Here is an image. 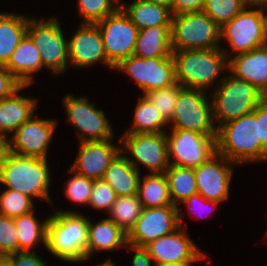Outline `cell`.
<instances>
[{
	"label": "cell",
	"instance_id": "obj_1",
	"mask_svg": "<svg viewBox=\"0 0 267 266\" xmlns=\"http://www.w3.org/2000/svg\"><path fill=\"white\" fill-rule=\"evenodd\" d=\"M217 153L231 162H261L267 156L259 138V105L249 114L230 120L217 128Z\"/></svg>",
	"mask_w": 267,
	"mask_h": 266
},
{
	"label": "cell",
	"instance_id": "obj_2",
	"mask_svg": "<svg viewBox=\"0 0 267 266\" xmlns=\"http://www.w3.org/2000/svg\"><path fill=\"white\" fill-rule=\"evenodd\" d=\"M88 219L75 211H58L49 216L46 249L67 262L87 259Z\"/></svg>",
	"mask_w": 267,
	"mask_h": 266
},
{
	"label": "cell",
	"instance_id": "obj_3",
	"mask_svg": "<svg viewBox=\"0 0 267 266\" xmlns=\"http://www.w3.org/2000/svg\"><path fill=\"white\" fill-rule=\"evenodd\" d=\"M172 57L176 82L184 88L203 91L216 88L214 83L228 69V59L221 48L173 51Z\"/></svg>",
	"mask_w": 267,
	"mask_h": 266
},
{
	"label": "cell",
	"instance_id": "obj_4",
	"mask_svg": "<svg viewBox=\"0 0 267 266\" xmlns=\"http://www.w3.org/2000/svg\"><path fill=\"white\" fill-rule=\"evenodd\" d=\"M48 164L47 158L20 156L9 151L0 170V183L30 198L46 200L52 206Z\"/></svg>",
	"mask_w": 267,
	"mask_h": 266
},
{
	"label": "cell",
	"instance_id": "obj_5",
	"mask_svg": "<svg viewBox=\"0 0 267 266\" xmlns=\"http://www.w3.org/2000/svg\"><path fill=\"white\" fill-rule=\"evenodd\" d=\"M218 84L210 94L217 128L227 121L253 112L266 98L255 86L233 75L223 76Z\"/></svg>",
	"mask_w": 267,
	"mask_h": 266
},
{
	"label": "cell",
	"instance_id": "obj_6",
	"mask_svg": "<svg viewBox=\"0 0 267 266\" xmlns=\"http://www.w3.org/2000/svg\"><path fill=\"white\" fill-rule=\"evenodd\" d=\"M220 29L203 11L172 16L171 48L173 51L221 48Z\"/></svg>",
	"mask_w": 267,
	"mask_h": 266
},
{
	"label": "cell",
	"instance_id": "obj_7",
	"mask_svg": "<svg viewBox=\"0 0 267 266\" xmlns=\"http://www.w3.org/2000/svg\"><path fill=\"white\" fill-rule=\"evenodd\" d=\"M61 23L56 18H29L26 35L38 48L43 67L51 73L62 74L68 68V40L63 35Z\"/></svg>",
	"mask_w": 267,
	"mask_h": 266
},
{
	"label": "cell",
	"instance_id": "obj_8",
	"mask_svg": "<svg viewBox=\"0 0 267 266\" xmlns=\"http://www.w3.org/2000/svg\"><path fill=\"white\" fill-rule=\"evenodd\" d=\"M203 90L182 88L178 94L170 129H183L202 135H217L213 103Z\"/></svg>",
	"mask_w": 267,
	"mask_h": 266
},
{
	"label": "cell",
	"instance_id": "obj_9",
	"mask_svg": "<svg viewBox=\"0 0 267 266\" xmlns=\"http://www.w3.org/2000/svg\"><path fill=\"white\" fill-rule=\"evenodd\" d=\"M119 142L121 153L128 151L133 157L126 159L140 170L138 163L151 170V174H163L168 169L169 153L166 133H124Z\"/></svg>",
	"mask_w": 267,
	"mask_h": 266
},
{
	"label": "cell",
	"instance_id": "obj_10",
	"mask_svg": "<svg viewBox=\"0 0 267 266\" xmlns=\"http://www.w3.org/2000/svg\"><path fill=\"white\" fill-rule=\"evenodd\" d=\"M67 114V123L78 132L80 142L113 140L112 125L103 110L90 103L88 97H76L67 94L63 98Z\"/></svg>",
	"mask_w": 267,
	"mask_h": 266
},
{
	"label": "cell",
	"instance_id": "obj_11",
	"mask_svg": "<svg viewBox=\"0 0 267 266\" xmlns=\"http://www.w3.org/2000/svg\"><path fill=\"white\" fill-rule=\"evenodd\" d=\"M220 38L227 39L233 51L222 49L227 59L230 54H241L266 45L264 37L263 8L245 7L220 29Z\"/></svg>",
	"mask_w": 267,
	"mask_h": 266
},
{
	"label": "cell",
	"instance_id": "obj_12",
	"mask_svg": "<svg viewBox=\"0 0 267 266\" xmlns=\"http://www.w3.org/2000/svg\"><path fill=\"white\" fill-rule=\"evenodd\" d=\"M171 130V133L166 132L170 165L195 168L217 153V135H202L183 129Z\"/></svg>",
	"mask_w": 267,
	"mask_h": 266
},
{
	"label": "cell",
	"instance_id": "obj_13",
	"mask_svg": "<svg viewBox=\"0 0 267 266\" xmlns=\"http://www.w3.org/2000/svg\"><path fill=\"white\" fill-rule=\"evenodd\" d=\"M114 69L129 74L144 95L176 83L175 64L172 56L143 59L131 55L122 59Z\"/></svg>",
	"mask_w": 267,
	"mask_h": 266
},
{
	"label": "cell",
	"instance_id": "obj_14",
	"mask_svg": "<svg viewBox=\"0 0 267 266\" xmlns=\"http://www.w3.org/2000/svg\"><path fill=\"white\" fill-rule=\"evenodd\" d=\"M107 60L115 67L122 59L134 54L139 29L119 8L98 21Z\"/></svg>",
	"mask_w": 267,
	"mask_h": 266
},
{
	"label": "cell",
	"instance_id": "obj_15",
	"mask_svg": "<svg viewBox=\"0 0 267 266\" xmlns=\"http://www.w3.org/2000/svg\"><path fill=\"white\" fill-rule=\"evenodd\" d=\"M182 213L175 205L143 208L134 227L127 234L128 244L144 247L149 242L182 227Z\"/></svg>",
	"mask_w": 267,
	"mask_h": 266
},
{
	"label": "cell",
	"instance_id": "obj_16",
	"mask_svg": "<svg viewBox=\"0 0 267 266\" xmlns=\"http://www.w3.org/2000/svg\"><path fill=\"white\" fill-rule=\"evenodd\" d=\"M185 231L187 230L180 226L171 234L162 236L144 246L155 261L154 265L173 263L194 266L193 262L206 258V255Z\"/></svg>",
	"mask_w": 267,
	"mask_h": 266
},
{
	"label": "cell",
	"instance_id": "obj_17",
	"mask_svg": "<svg viewBox=\"0 0 267 266\" xmlns=\"http://www.w3.org/2000/svg\"><path fill=\"white\" fill-rule=\"evenodd\" d=\"M56 125L57 121L35 119L33 115L13 132V138L8 140L9 151L20 156L47 158Z\"/></svg>",
	"mask_w": 267,
	"mask_h": 266
},
{
	"label": "cell",
	"instance_id": "obj_18",
	"mask_svg": "<svg viewBox=\"0 0 267 266\" xmlns=\"http://www.w3.org/2000/svg\"><path fill=\"white\" fill-rule=\"evenodd\" d=\"M231 162L216 153L207 162L194 168L197 192L207 200L222 202L229 197L232 177Z\"/></svg>",
	"mask_w": 267,
	"mask_h": 266
},
{
	"label": "cell",
	"instance_id": "obj_19",
	"mask_svg": "<svg viewBox=\"0 0 267 266\" xmlns=\"http://www.w3.org/2000/svg\"><path fill=\"white\" fill-rule=\"evenodd\" d=\"M69 65L84 69L97 62L114 69L107 60L100 29L97 24L81 23L78 31L68 41Z\"/></svg>",
	"mask_w": 267,
	"mask_h": 266
},
{
	"label": "cell",
	"instance_id": "obj_20",
	"mask_svg": "<svg viewBox=\"0 0 267 266\" xmlns=\"http://www.w3.org/2000/svg\"><path fill=\"white\" fill-rule=\"evenodd\" d=\"M111 141L79 142V151L70 169L88 179H103L106 169L121 152L120 146Z\"/></svg>",
	"mask_w": 267,
	"mask_h": 266
},
{
	"label": "cell",
	"instance_id": "obj_21",
	"mask_svg": "<svg viewBox=\"0 0 267 266\" xmlns=\"http://www.w3.org/2000/svg\"><path fill=\"white\" fill-rule=\"evenodd\" d=\"M228 70L236 78L247 81L267 97V45L231 56Z\"/></svg>",
	"mask_w": 267,
	"mask_h": 266
},
{
	"label": "cell",
	"instance_id": "obj_22",
	"mask_svg": "<svg viewBox=\"0 0 267 266\" xmlns=\"http://www.w3.org/2000/svg\"><path fill=\"white\" fill-rule=\"evenodd\" d=\"M28 85H22L12 95L0 100V136L7 138L25 121L29 120L37 110V100L19 96V91ZM10 132V133H9Z\"/></svg>",
	"mask_w": 267,
	"mask_h": 266
},
{
	"label": "cell",
	"instance_id": "obj_23",
	"mask_svg": "<svg viewBox=\"0 0 267 266\" xmlns=\"http://www.w3.org/2000/svg\"><path fill=\"white\" fill-rule=\"evenodd\" d=\"M4 67L23 85L34 82L32 74L40 71L43 63L38 48L27 35L20 41Z\"/></svg>",
	"mask_w": 267,
	"mask_h": 266
},
{
	"label": "cell",
	"instance_id": "obj_24",
	"mask_svg": "<svg viewBox=\"0 0 267 266\" xmlns=\"http://www.w3.org/2000/svg\"><path fill=\"white\" fill-rule=\"evenodd\" d=\"M172 53L171 25L139 29L133 55L147 59L170 57Z\"/></svg>",
	"mask_w": 267,
	"mask_h": 266
},
{
	"label": "cell",
	"instance_id": "obj_25",
	"mask_svg": "<svg viewBox=\"0 0 267 266\" xmlns=\"http://www.w3.org/2000/svg\"><path fill=\"white\" fill-rule=\"evenodd\" d=\"M127 244V233L109 218L96 224L88 220L87 259L91 258L94 252L116 250Z\"/></svg>",
	"mask_w": 267,
	"mask_h": 266
},
{
	"label": "cell",
	"instance_id": "obj_26",
	"mask_svg": "<svg viewBox=\"0 0 267 266\" xmlns=\"http://www.w3.org/2000/svg\"><path fill=\"white\" fill-rule=\"evenodd\" d=\"M124 154L120 152L113 159L103 177L113 188L117 197L138 193L140 172L126 159Z\"/></svg>",
	"mask_w": 267,
	"mask_h": 266
},
{
	"label": "cell",
	"instance_id": "obj_27",
	"mask_svg": "<svg viewBox=\"0 0 267 266\" xmlns=\"http://www.w3.org/2000/svg\"><path fill=\"white\" fill-rule=\"evenodd\" d=\"M126 6L121 2L120 8L138 29L171 25L172 23L171 10L162 5L145 0H135Z\"/></svg>",
	"mask_w": 267,
	"mask_h": 266
},
{
	"label": "cell",
	"instance_id": "obj_28",
	"mask_svg": "<svg viewBox=\"0 0 267 266\" xmlns=\"http://www.w3.org/2000/svg\"><path fill=\"white\" fill-rule=\"evenodd\" d=\"M29 17L0 12V66H4L26 35Z\"/></svg>",
	"mask_w": 267,
	"mask_h": 266
},
{
	"label": "cell",
	"instance_id": "obj_29",
	"mask_svg": "<svg viewBox=\"0 0 267 266\" xmlns=\"http://www.w3.org/2000/svg\"><path fill=\"white\" fill-rule=\"evenodd\" d=\"M140 178L138 185V198L143 208L163 207L173 205L166 175L147 174L143 181Z\"/></svg>",
	"mask_w": 267,
	"mask_h": 266
},
{
	"label": "cell",
	"instance_id": "obj_30",
	"mask_svg": "<svg viewBox=\"0 0 267 266\" xmlns=\"http://www.w3.org/2000/svg\"><path fill=\"white\" fill-rule=\"evenodd\" d=\"M134 112L133 125L125 133H166L163 127L169 123L145 95L136 104Z\"/></svg>",
	"mask_w": 267,
	"mask_h": 266
},
{
	"label": "cell",
	"instance_id": "obj_31",
	"mask_svg": "<svg viewBox=\"0 0 267 266\" xmlns=\"http://www.w3.org/2000/svg\"><path fill=\"white\" fill-rule=\"evenodd\" d=\"M166 175L172 204L178 207L179 203L185 201L197 192L194 168L169 165L164 173Z\"/></svg>",
	"mask_w": 267,
	"mask_h": 266
},
{
	"label": "cell",
	"instance_id": "obj_32",
	"mask_svg": "<svg viewBox=\"0 0 267 266\" xmlns=\"http://www.w3.org/2000/svg\"><path fill=\"white\" fill-rule=\"evenodd\" d=\"M49 217L40 223L34 211L14 218L18 232L19 251H31V248L41 242L46 247L47 223Z\"/></svg>",
	"mask_w": 267,
	"mask_h": 266
},
{
	"label": "cell",
	"instance_id": "obj_33",
	"mask_svg": "<svg viewBox=\"0 0 267 266\" xmlns=\"http://www.w3.org/2000/svg\"><path fill=\"white\" fill-rule=\"evenodd\" d=\"M143 207L138 195L119 196L109 210V219L125 233H129L137 222Z\"/></svg>",
	"mask_w": 267,
	"mask_h": 266
},
{
	"label": "cell",
	"instance_id": "obj_34",
	"mask_svg": "<svg viewBox=\"0 0 267 266\" xmlns=\"http://www.w3.org/2000/svg\"><path fill=\"white\" fill-rule=\"evenodd\" d=\"M32 198L7 188L0 193V215L16 218L34 211Z\"/></svg>",
	"mask_w": 267,
	"mask_h": 266
},
{
	"label": "cell",
	"instance_id": "obj_35",
	"mask_svg": "<svg viewBox=\"0 0 267 266\" xmlns=\"http://www.w3.org/2000/svg\"><path fill=\"white\" fill-rule=\"evenodd\" d=\"M119 2L120 0H78L79 14L83 17L82 23L96 24L115 13L120 8Z\"/></svg>",
	"mask_w": 267,
	"mask_h": 266
},
{
	"label": "cell",
	"instance_id": "obj_36",
	"mask_svg": "<svg viewBox=\"0 0 267 266\" xmlns=\"http://www.w3.org/2000/svg\"><path fill=\"white\" fill-rule=\"evenodd\" d=\"M245 7L242 0H205L202 11L222 27Z\"/></svg>",
	"mask_w": 267,
	"mask_h": 266
},
{
	"label": "cell",
	"instance_id": "obj_37",
	"mask_svg": "<svg viewBox=\"0 0 267 266\" xmlns=\"http://www.w3.org/2000/svg\"><path fill=\"white\" fill-rule=\"evenodd\" d=\"M183 87L177 82L166 88L147 92L145 96L159 110L164 119L169 123L173 116L178 94Z\"/></svg>",
	"mask_w": 267,
	"mask_h": 266
},
{
	"label": "cell",
	"instance_id": "obj_38",
	"mask_svg": "<svg viewBox=\"0 0 267 266\" xmlns=\"http://www.w3.org/2000/svg\"><path fill=\"white\" fill-rule=\"evenodd\" d=\"M68 172L73 174V177L69 178L66 184L65 194L67 198L75 203L87 205L92 193L94 180L77 174L71 169Z\"/></svg>",
	"mask_w": 267,
	"mask_h": 266
},
{
	"label": "cell",
	"instance_id": "obj_39",
	"mask_svg": "<svg viewBox=\"0 0 267 266\" xmlns=\"http://www.w3.org/2000/svg\"><path fill=\"white\" fill-rule=\"evenodd\" d=\"M17 252H19V241L14 218L0 215V256Z\"/></svg>",
	"mask_w": 267,
	"mask_h": 266
},
{
	"label": "cell",
	"instance_id": "obj_40",
	"mask_svg": "<svg viewBox=\"0 0 267 266\" xmlns=\"http://www.w3.org/2000/svg\"><path fill=\"white\" fill-rule=\"evenodd\" d=\"M116 198L117 195L113 188L104 179H98L94 180L88 205H91L94 209L109 212Z\"/></svg>",
	"mask_w": 267,
	"mask_h": 266
},
{
	"label": "cell",
	"instance_id": "obj_41",
	"mask_svg": "<svg viewBox=\"0 0 267 266\" xmlns=\"http://www.w3.org/2000/svg\"><path fill=\"white\" fill-rule=\"evenodd\" d=\"M22 85L7 68L0 66V100L12 95Z\"/></svg>",
	"mask_w": 267,
	"mask_h": 266
},
{
	"label": "cell",
	"instance_id": "obj_42",
	"mask_svg": "<svg viewBox=\"0 0 267 266\" xmlns=\"http://www.w3.org/2000/svg\"><path fill=\"white\" fill-rule=\"evenodd\" d=\"M8 256L11 266H46V262L35 251H19Z\"/></svg>",
	"mask_w": 267,
	"mask_h": 266
},
{
	"label": "cell",
	"instance_id": "obj_43",
	"mask_svg": "<svg viewBox=\"0 0 267 266\" xmlns=\"http://www.w3.org/2000/svg\"><path fill=\"white\" fill-rule=\"evenodd\" d=\"M205 0H173L171 13L173 16L203 10Z\"/></svg>",
	"mask_w": 267,
	"mask_h": 266
},
{
	"label": "cell",
	"instance_id": "obj_44",
	"mask_svg": "<svg viewBox=\"0 0 267 266\" xmlns=\"http://www.w3.org/2000/svg\"><path fill=\"white\" fill-rule=\"evenodd\" d=\"M181 204H185L187 206L188 210L194 211L193 209H198L197 206L204 208L205 210L208 209L210 211V207L211 209L213 208V210H215V208H217L216 206H218L219 202L217 201H213V200H207L205 199L201 194L196 193L194 195H191L189 198H187L185 201L181 202ZM213 205V206H212ZM194 207V208H193ZM203 209V210H204ZM208 211V213H210ZM194 214V212H193Z\"/></svg>",
	"mask_w": 267,
	"mask_h": 266
},
{
	"label": "cell",
	"instance_id": "obj_45",
	"mask_svg": "<svg viewBox=\"0 0 267 266\" xmlns=\"http://www.w3.org/2000/svg\"><path fill=\"white\" fill-rule=\"evenodd\" d=\"M259 138L267 150V97L259 104Z\"/></svg>",
	"mask_w": 267,
	"mask_h": 266
},
{
	"label": "cell",
	"instance_id": "obj_46",
	"mask_svg": "<svg viewBox=\"0 0 267 266\" xmlns=\"http://www.w3.org/2000/svg\"><path fill=\"white\" fill-rule=\"evenodd\" d=\"M127 247L135 252L132 258V266H155L151 264L153 259L144 247H137L131 244H127Z\"/></svg>",
	"mask_w": 267,
	"mask_h": 266
},
{
	"label": "cell",
	"instance_id": "obj_47",
	"mask_svg": "<svg viewBox=\"0 0 267 266\" xmlns=\"http://www.w3.org/2000/svg\"><path fill=\"white\" fill-rule=\"evenodd\" d=\"M9 152L8 138L0 136V170Z\"/></svg>",
	"mask_w": 267,
	"mask_h": 266
},
{
	"label": "cell",
	"instance_id": "obj_48",
	"mask_svg": "<svg viewBox=\"0 0 267 266\" xmlns=\"http://www.w3.org/2000/svg\"><path fill=\"white\" fill-rule=\"evenodd\" d=\"M242 2L246 7H252L253 9L254 7L264 8L267 6V0H242Z\"/></svg>",
	"mask_w": 267,
	"mask_h": 266
},
{
	"label": "cell",
	"instance_id": "obj_49",
	"mask_svg": "<svg viewBox=\"0 0 267 266\" xmlns=\"http://www.w3.org/2000/svg\"><path fill=\"white\" fill-rule=\"evenodd\" d=\"M145 1H148V2H152V3H155V4H159V5H162L170 10H172V3H173V0H145Z\"/></svg>",
	"mask_w": 267,
	"mask_h": 266
},
{
	"label": "cell",
	"instance_id": "obj_50",
	"mask_svg": "<svg viewBox=\"0 0 267 266\" xmlns=\"http://www.w3.org/2000/svg\"><path fill=\"white\" fill-rule=\"evenodd\" d=\"M267 6L263 8V20H264V37H265V43L267 45ZM266 12V13H265Z\"/></svg>",
	"mask_w": 267,
	"mask_h": 266
},
{
	"label": "cell",
	"instance_id": "obj_51",
	"mask_svg": "<svg viewBox=\"0 0 267 266\" xmlns=\"http://www.w3.org/2000/svg\"><path fill=\"white\" fill-rule=\"evenodd\" d=\"M0 266H11L9 256H0Z\"/></svg>",
	"mask_w": 267,
	"mask_h": 266
},
{
	"label": "cell",
	"instance_id": "obj_52",
	"mask_svg": "<svg viewBox=\"0 0 267 266\" xmlns=\"http://www.w3.org/2000/svg\"><path fill=\"white\" fill-rule=\"evenodd\" d=\"M97 266H116V264H114L111 259L109 258L106 262L99 264Z\"/></svg>",
	"mask_w": 267,
	"mask_h": 266
},
{
	"label": "cell",
	"instance_id": "obj_53",
	"mask_svg": "<svg viewBox=\"0 0 267 266\" xmlns=\"http://www.w3.org/2000/svg\"><path fill=\"white\" fill-rule=\"evenodd\" d=\"M155 266H188L186 264H173V263H167V264H158Z\"/></svg>",
	"mask_w": 267,
	"mask_h": 266
}]
</instances>
